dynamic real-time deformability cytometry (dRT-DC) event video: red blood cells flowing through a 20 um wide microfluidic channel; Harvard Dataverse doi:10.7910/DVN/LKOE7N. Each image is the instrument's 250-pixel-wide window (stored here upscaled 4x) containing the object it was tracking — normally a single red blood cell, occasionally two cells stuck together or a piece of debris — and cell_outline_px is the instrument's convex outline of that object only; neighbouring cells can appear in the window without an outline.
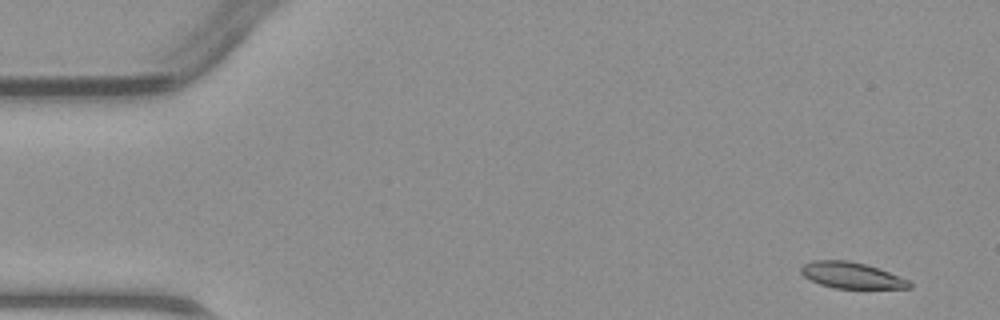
{"species": "common noctule bat (a hibernating species)", "species_latin": "Nyctalus noctula", "temperature_condition": "warm", "stored_images_in_passage": 4, "camera_frame_rate_fps": 3000, "um_per_image_px": 0.085, "animal": {"sex": "male", "body_mass_g": 23.1, "forearm_length_mm": 52.7}, "frame": {"image": 1, "passage_image": 1, "time_ms": 0.0, "image_size_px": [1000, 320], "cell_outline_px": [[912, 288], [836, 288], [820, 284], [804, 276], [800, 272], [800, 268], [804, 264], [812, 260], [848, 260], [864, 264], [888, 272], [908, 280], [912, 284]], "centroid_in_image_um": [72.35, 23.4], "position_along_channel_um": 12.7, "area_um2": 16.24}}
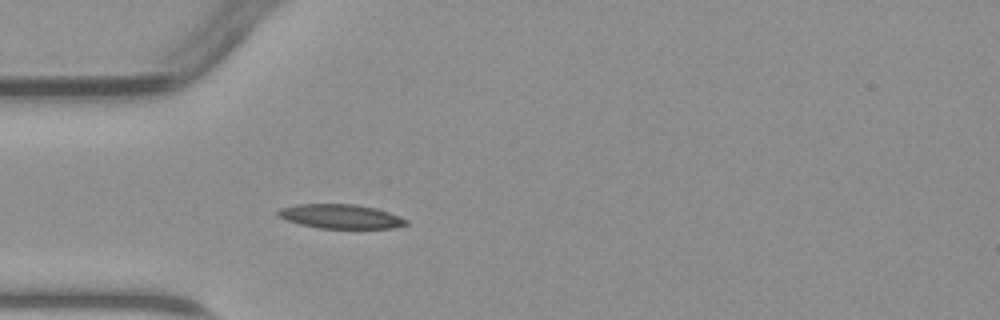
{"frame": {"image": 2, "passage_image": 4, "time_ms": 3.667, "image_size_px": [1000, 320], "cell_outline_px": [[408, 224], [392, 228], [320, 228], [300, 224], [276, 216], [276, 212], [280, 208], [296, 204], [356, 204], [376, 208], [388, 212], [408, 220]], "centroid_in_image_um": [28.93, 18.39], "position_along_channel_um": 56.1, "area_um2": 18.03}}